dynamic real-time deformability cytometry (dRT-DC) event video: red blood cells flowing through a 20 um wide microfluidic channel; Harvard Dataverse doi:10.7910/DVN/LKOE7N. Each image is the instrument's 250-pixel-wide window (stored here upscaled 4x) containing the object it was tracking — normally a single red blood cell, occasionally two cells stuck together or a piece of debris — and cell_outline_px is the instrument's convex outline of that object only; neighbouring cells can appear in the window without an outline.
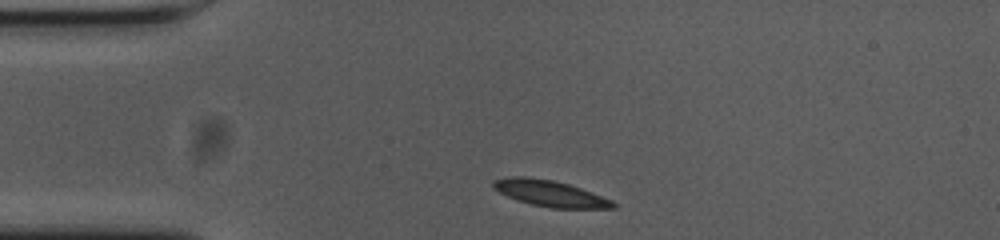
{"species": "common noctule bat (a hibernating species)", "species_latin": "Nyctalus noctula", "temperature_condition": "cold", "stored_images_in_passage": 44, "camera_frame_rate_fps": 3000, "um_per_image_px": 0.085, "animal": {"sex": "female", "body_mass_g": 23.0, "forearm_length_mm": 53.4}, "frame": {"image": 1, "passage_image": 1, "time_ms": 0.0, "image_size_px": [1000, 240], "cell_outline_px": [[612, 204], [584, 208], [564, 208], [540, 204], [524, 200], [512, 196], [504, 192], [496, 184], [500, 180], [544, 180], [560, 184], [596, 196]], "centroid_in_image_um": [46.75, 16.49], "position_along_channel_um": 38.2, "area_um2": 13.99}}
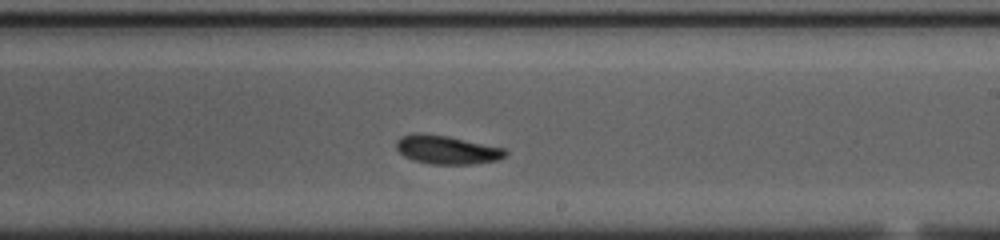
{"frame": {"image": 2, "passage_image": 21, "time_ms": 6.667, "image_size_px": [1000, 240], "cell_outline_px": [[504, 152], [500, 156], [484, 160], [424, 160], [412, 156], [404, 152], [400, 148], [400, 140], [408, 136], [436, 136], [496, 148]], "centroid_in_image_um": [37.92, 12.68], "position_along_channel_um": 251.1, "area_um2": 13.29}}
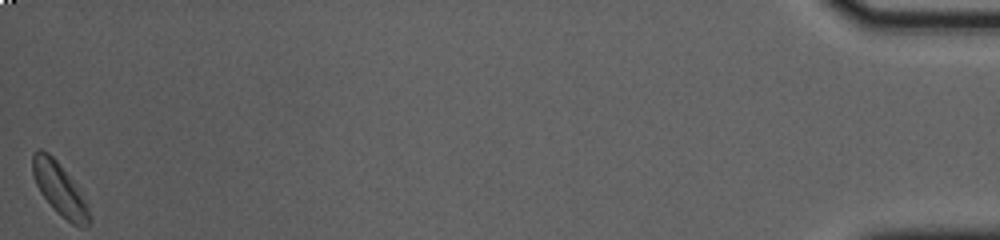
{"frame": {"image": 3, "passage_image": 44, "time_ms": 14.333, "image_size_px": [1000, 240], "cell_outline_px": [[80, 204], [64, 216], [48, 200], [40, 188], [36, 180], [36, 172], [44, 152], [60, 168], [76, 196]], "centroid_in_image_um": [4.74, 15.81], "position_along_channel_um": 430.5, "area_um2": 10.17}, "authors_computed_cell_mechanics": {"area_um2": 13.2651, "velocity_mm_per_s": 3.6459, "shape_relaxation_time_tau1_ms": null, "shape_relaxation_time_tau2_ms": 1.4823, "deformation_change_tau1": null, "deformation_change_tau2": 0.0723}}